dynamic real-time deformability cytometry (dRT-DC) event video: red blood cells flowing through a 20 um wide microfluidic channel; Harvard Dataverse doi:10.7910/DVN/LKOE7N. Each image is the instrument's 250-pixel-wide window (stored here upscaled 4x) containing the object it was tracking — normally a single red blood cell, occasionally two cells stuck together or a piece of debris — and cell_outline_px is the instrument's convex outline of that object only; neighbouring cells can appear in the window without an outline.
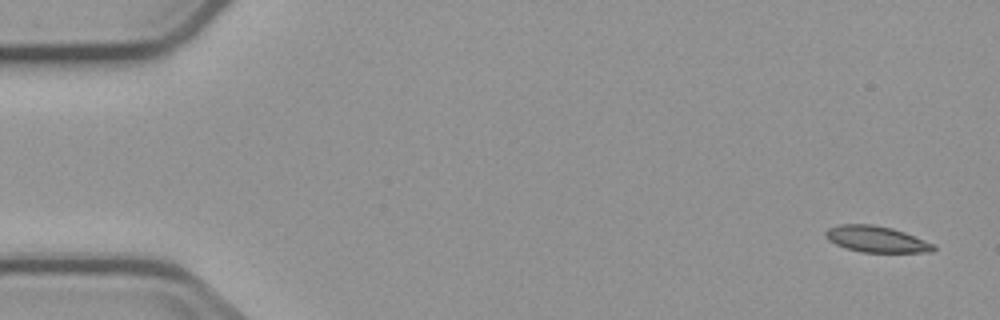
{"species": "common noctule bat (a hibernating species)", "species_latin": "Nyctalus noctula", "temperature_condition": "cold", "stored_images_in_passage": 6, "camera_frame_rate_fps": 3000, "um_per_image_px": 0.085, "animal": {"sex": "male", "body_mass_g": 23.1, "forearm_length_mm": 52.7}, "frame": {"image": 1, "passage_image": 1, "time_ms": 0.0, "image_size_px": [1000, 320], "cell_outline_px": [[936, 248], [932, 252], [864, 252], [848, 248], [836, 244], [828, 240], [824, 236], [824, 232], [828, 228], [840, 224], [872, 224], [892, 228], [904, 232], [936, 244]], "centroid_in_image_um": [74.5, 20.32], "position_along_channel_um": 10.5, "area_um2": 16.47}}
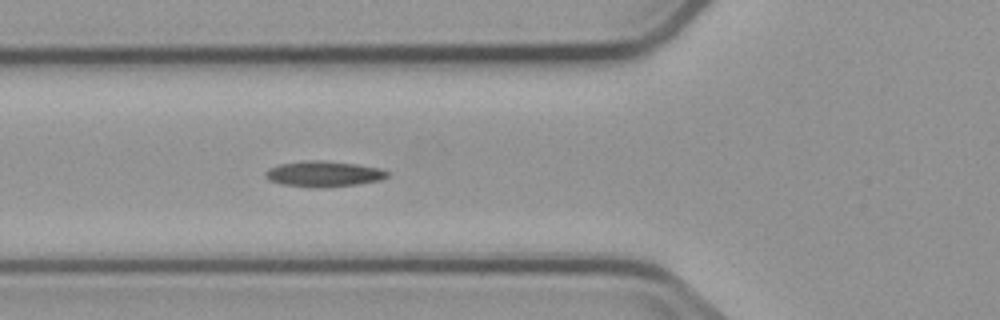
{"frame": {"image": 2, "passage_image": 6, "time_ms": 6.0, "image_size_px": [1000, 320], "cell_outline_px": [[392, 172], [388, 176], [380, 180], [356, 184], [316, 188], [280, 184], [268, 180], [264, 176], [264, 172], [268, 168], [280, 164], [304, 160], [316, 160], [356, 164], [380, 168]], "centroid_in_image_um": [27.48, 14.78], "position_along_channel_um": 98.3, "area_um2": 18.32}}